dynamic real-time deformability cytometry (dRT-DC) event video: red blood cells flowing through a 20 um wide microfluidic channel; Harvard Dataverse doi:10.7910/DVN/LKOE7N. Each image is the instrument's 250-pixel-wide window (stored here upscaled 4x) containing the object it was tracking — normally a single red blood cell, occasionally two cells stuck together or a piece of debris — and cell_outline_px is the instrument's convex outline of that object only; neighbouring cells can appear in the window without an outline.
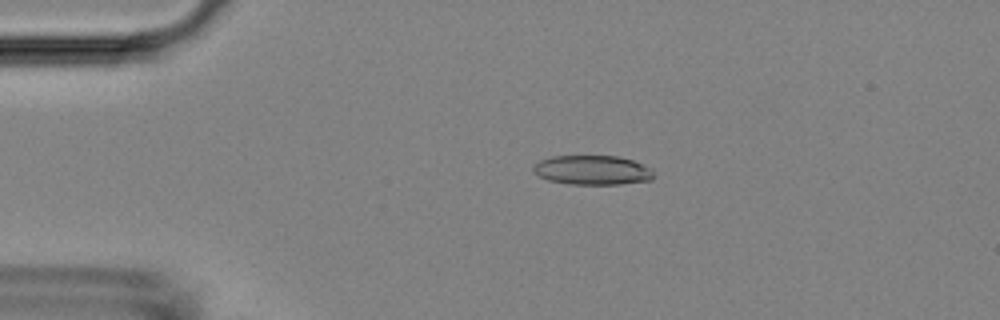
{"species": "Egyptian fruit bat (a non-hibernating species)", "species_latin": "Rousettus aegyptiacus", "temperature_condition": "room temperature", "stored_images_in_passage": 53, "camera_frame_rate_fps": 3000, "um_per_image_px": 0.085, "animal": {"sex": "female"}, "frame": {"image": 1, "passage_image": 11, "time_ms": 3.333, "image_size_px": [1000, 320], "cell_outline_px": [[656, 176], [652, 180], [620, 184], [568, 184], [548, 180], [532, 172], [532, 168], [540, 160], [552, 156], [620, 156], [644, 164], [652, 168]], "centroid_in_image_um": [50.4, 14.46], "position_along_channel_um": 34.6, "area_um2": 20.87}}
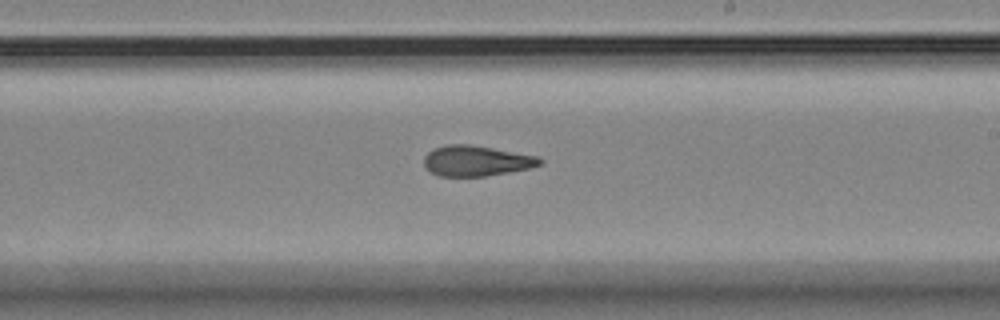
{"frame": {"image": 2, "passage_image": 31, "time_ms": 10.0, "image_size_px": [1000, 320], "cell_outline_px": [[544, 160], [540, 164], [528, 168], [508, 172], [484, 176], [436, 176], [424, 168], [424, 156], [432, 148], [448, 144], [472, 144], [540, 156]], "centroid_in_image_um": [40.45, 13.66], "position_along_channel_um": 248.5, "area_um2": 20.87}}
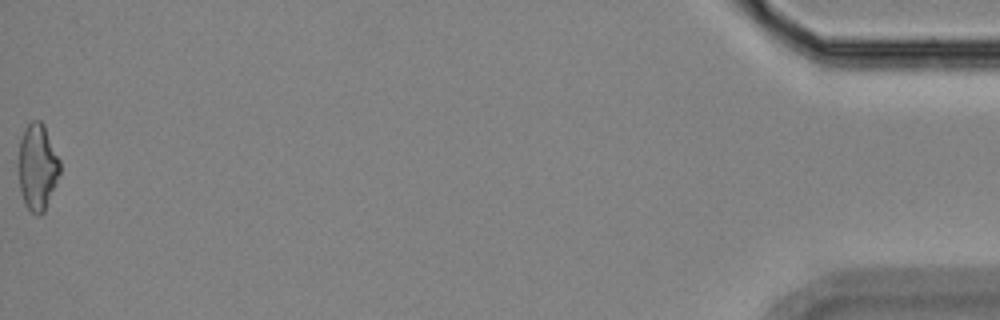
{"frame": {"image": 3, "passage_image": 53, "time_ms": 17.333, "image_size_px": [1000, 320], "cell_outline_px": [[60, 172], [56, 184], [44, 212], [40, 216], [36, 216], [24, 204], [20, 192], [16, 164], [20, 140], [24, 128], [32, 120], [40, 120], [44, 124], [60, 160]], "centroid_in_image_um": [3.15, 14.2], "position_along_channel_um": 432.1, "area_um2": 21.5}, "authors_computed_cell_mechanics": {"area_um2": 21.1548, "velocity_mm_per_s": 3.7957, "shape_relaxation_time_tau1_ms": 6.7063, "shape_relaxation_time_tau2_ms": 1.7951, "deformation_change_tau1": 0.1738, "deformation_change_tau2": 0.0981}}